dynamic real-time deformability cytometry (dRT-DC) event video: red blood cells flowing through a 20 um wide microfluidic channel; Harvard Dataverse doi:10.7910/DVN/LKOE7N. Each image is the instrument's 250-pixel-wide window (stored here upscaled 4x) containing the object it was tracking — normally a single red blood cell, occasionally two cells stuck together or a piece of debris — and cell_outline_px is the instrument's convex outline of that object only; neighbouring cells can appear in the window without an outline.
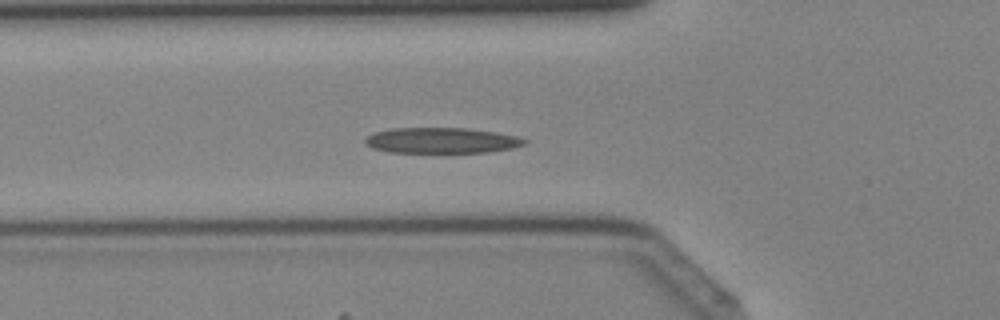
{"species": "Egyptian fruit bat (a non-hibernating species)", "species_latin": "Rousettus aegyptiacus", "temperature_condition": "cold", "stored_images_in_passage": 34, "camera_frame_rate_fps": 3000, "um_per_image_px": 0.085, "animal": {"sex": "female"}, "frame": {"image": 1, "passage_image": 6, "time_ms": 1.667, "image_size_px": [1000, 320], "cell_outline_px": [[528, 140], [524, 144], [512, 148], [488, 152], [388, 152], [372, 148], [364, 144], [364, 140], [372, 132], [392, 128], [468, 128], [496, 132], [516, 136]], "centroid_in_image_um": [37.49, 11.93], "position_along_channel_um": 88.3, "area_um2": 23.81}}
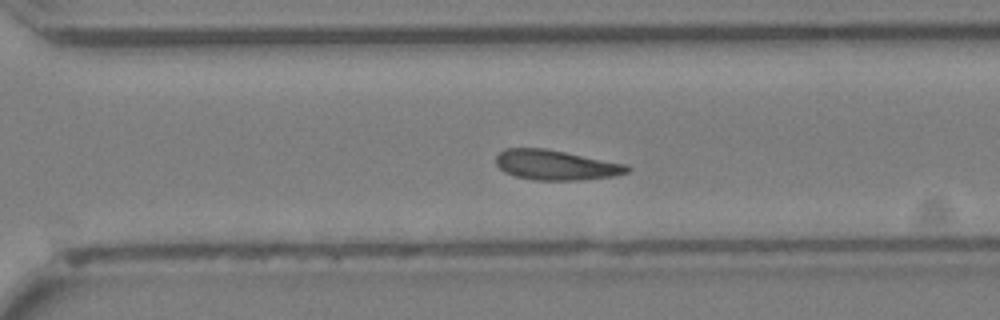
{"frame": {"image": 2, "passage_image": 21, "time_ms": 6.667, "image_size_px": [1000, 320], "cell_outline_px": [[632, 168], [628, 172], [616, 176], [584, 180], [532, 180], [516, 176], [504, 172], [496, 164], [496, 156], [504, 148], [544, 148], [628, 164]], "centroid_in_image_um": [47.28, 14.03], "position_along_channel_um": 323.3, "area_um2": 23.12}}
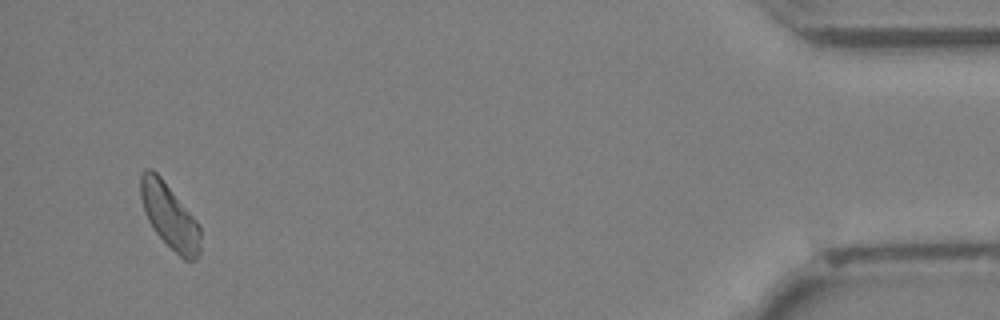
{"frame": {"image": 3, "passage_image": 32, "time_ms": 10.333, "image_size_px": [1000, 320], "cell_outline_px": [[200, 252], [196, 260], [184, 260], [156, 232], [148, 220], [140, 196], [140, 172], [144, 168], [152, 168], [160, 176], [200, 224]], "centroid_in_image_um": [14.41, 18.33], "position_along_channel_um": 420.8, "area_um2": 22.43}}